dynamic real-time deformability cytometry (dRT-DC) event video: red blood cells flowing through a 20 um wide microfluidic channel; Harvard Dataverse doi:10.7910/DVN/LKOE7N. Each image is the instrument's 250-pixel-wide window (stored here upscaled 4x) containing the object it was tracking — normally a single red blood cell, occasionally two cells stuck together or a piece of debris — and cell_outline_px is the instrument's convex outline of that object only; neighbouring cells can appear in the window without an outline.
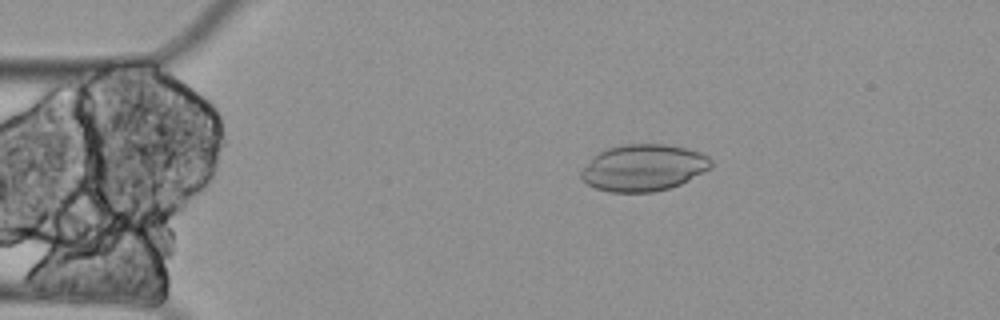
{"species": "Egyptian fruit bat (a non-hibernating species)", "species_latin": "Rousettus aegyptiacus", "temperature_condition": "cold", "stored_images_in_passage": 5, "camera_frame_rate_fps": 3000, "um_per_image_px": 0.085, "animal": {"sex": "female"}, "frame": {"image": 1, "passage_image": 3, "time_ms": 0.667, "image_size_px": [1000, 320], "cell_outline_px": [[712, 168], [680, 184], [668, 188], [652, 192], [608, 192], [596, 188], [588, 184], [580, 176], [580, 172], [592, 156], [604, 148], [624, 144], [664, 144], [688, 148], [700, 152], [708, 156], [712, 160]], "centroid_in_image_um": [54.69, 14.24], "position_along_channel_um": 30.3, "area_um2": 35.55}}